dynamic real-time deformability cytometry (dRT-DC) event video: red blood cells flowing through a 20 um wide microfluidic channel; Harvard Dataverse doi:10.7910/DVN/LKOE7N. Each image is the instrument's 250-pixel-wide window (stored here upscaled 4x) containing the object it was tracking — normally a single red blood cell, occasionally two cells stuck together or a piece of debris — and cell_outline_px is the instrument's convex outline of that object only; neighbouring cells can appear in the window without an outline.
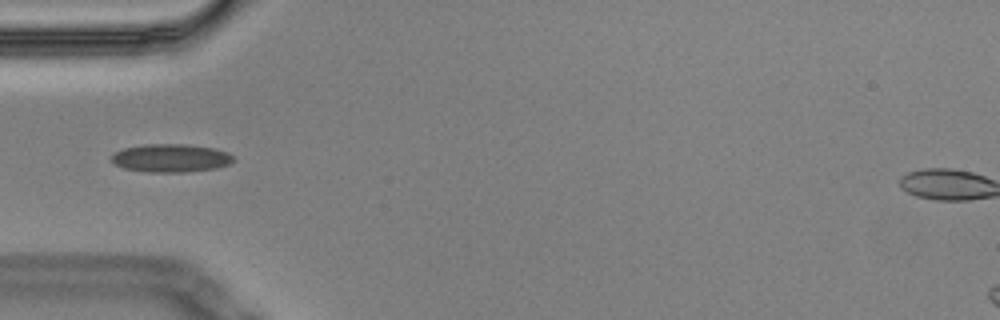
{"species": "Egyptian fruit bat (a non-hibernating species)", "species_latin": "Rousettus aegyptiacus", "temperature_condition": "cold", "stored_images_in_passage": 7, "camera_frame_rate_fps": 3000, "um_per_image_px": 0.085, "animal": {"sex": "male"}, "frame": {"image": 1, "passage_image": 4, "time_ms": 1.0, "image_size_px": [1000, 320], "cell_outline_px": [[236, 160], [228, 164], [216, 168], [184, 172], [148, 172], [124, 168], [116, 164], [112, 160], [112, 152], [124, 148], [144, 144], [188, 144], [212, 148], [228, 152]], "centroid_in_image_um": [14.52, 13.43], "position_along_channel_um": 70.5, "area_um2": 20.0}}
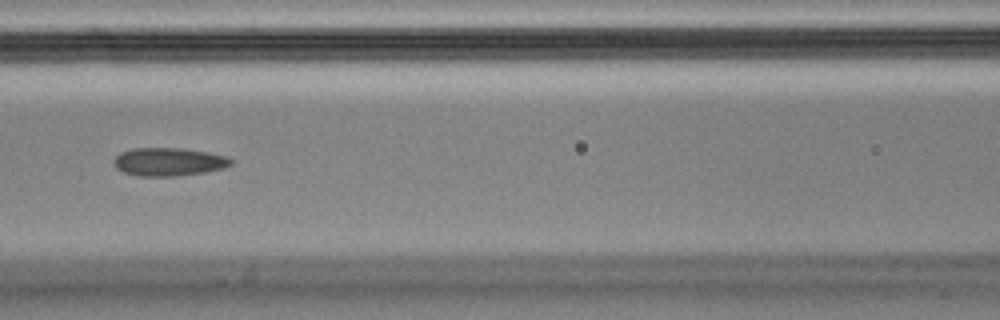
{"frame": {"image": 2, "passage_image": 6, "time_ms": 1.667, "image_size_px": [1000, 320], "cell_outline_px": [[232, 164], [224, 168], [204, 172], [176, 176], [140, 176], [124, 172], [116, 168], [112, 160], [120, 152], [132, 148], [184, 148], [208, 152], [228, 156], [232, 160]], "centroid_in_image_um": [14.34, 13.74], "position_along_channel_um": 152.3, "area_um2": 19.36}}
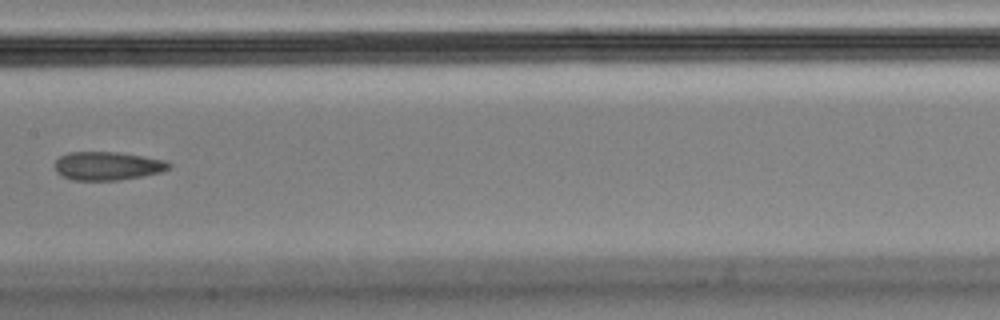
{"frame": {"image": 3, "passage_image": 7, "time_ms": 2.0, "image_size_px": [1000, 320], "cell_outline_px": [[172, 164], [168, 168], [160, 172], [120, 180], [72, 180], [60, 176], [56, 172], [56, 160], [60, 156], [68, 152], [120, 152], [144, 156], [164, 160]], "centroid_in_image_um": [9.11, 14.1], "position_along_channel_um": 198.3, "area_um2": 18.9}}